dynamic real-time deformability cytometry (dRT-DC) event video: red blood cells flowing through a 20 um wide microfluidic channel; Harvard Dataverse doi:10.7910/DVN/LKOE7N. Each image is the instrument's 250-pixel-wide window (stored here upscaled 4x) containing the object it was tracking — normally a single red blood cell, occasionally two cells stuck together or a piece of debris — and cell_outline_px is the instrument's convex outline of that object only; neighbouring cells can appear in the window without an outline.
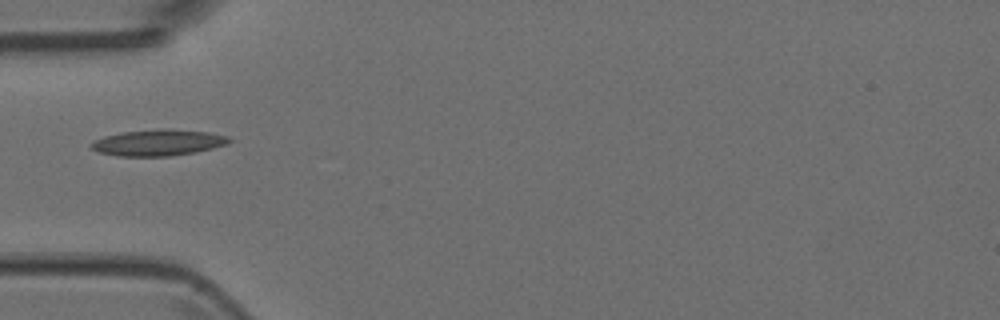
{"species": "Egyptian fruit bat (a non-hibernating species)", "species_latin": "Rousettus aegyptiacus", "temperature_condition": "room temperature", "stored_images_in_passage": 6, "camera_frame_rate_fps": 3000, "um_per_image_px": 0.085, "animal": {"sex": "female"}, "frame": {"image": 1, "passage_image": 6, "time_ms": 1.667, "image_size_px": [1000, 320], "cell_outline_px": [[232, 140], [228, 144], [196, 152], [168, 156], [116, 156], [100, 152], [92, 148], [88, 144], [104, 136], [120, 132], [164, 128], [208, 132], [228, 136]], "centroid_in_image_um": [13.45, 12.12], "position_along_channel_um": 71.6, "area_um2": 21.1}}